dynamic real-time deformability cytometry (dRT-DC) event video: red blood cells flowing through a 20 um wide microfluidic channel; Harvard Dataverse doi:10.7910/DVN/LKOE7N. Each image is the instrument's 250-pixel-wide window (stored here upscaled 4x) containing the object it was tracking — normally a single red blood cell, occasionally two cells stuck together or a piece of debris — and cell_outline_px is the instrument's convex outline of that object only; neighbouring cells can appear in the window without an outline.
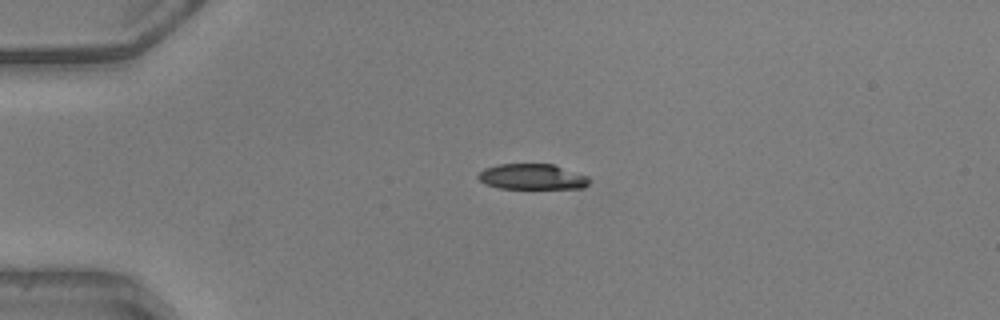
{"species": "common noctule bat (a hibernating species)", "species_latin": "Nyctalus noctula", "temperature_condition": "warm", "stored_images_in_passage": 4, "camera_frame_rate_fps": 3000, "um_per_image_px": 0.085, "animal": {"sex": "male", "body_mass_g": 20.5, "forearm_length_mm": 52.5}, "frame": {"image": 1, "passage_image": 1, "time_ms": 0.0, "image_size_px": [1000, 320], "cell_outline_px": [[588, 184], [584, 188], [500, 188], [488, 184], [480, 180], [476, 176], [484, 168], [496, 164], [552, 164], [588, 176]], "centroid_in_image_um": [45.22, 15.01], "position_along_channel_um": 39.8, "area_um2": 16.36}}